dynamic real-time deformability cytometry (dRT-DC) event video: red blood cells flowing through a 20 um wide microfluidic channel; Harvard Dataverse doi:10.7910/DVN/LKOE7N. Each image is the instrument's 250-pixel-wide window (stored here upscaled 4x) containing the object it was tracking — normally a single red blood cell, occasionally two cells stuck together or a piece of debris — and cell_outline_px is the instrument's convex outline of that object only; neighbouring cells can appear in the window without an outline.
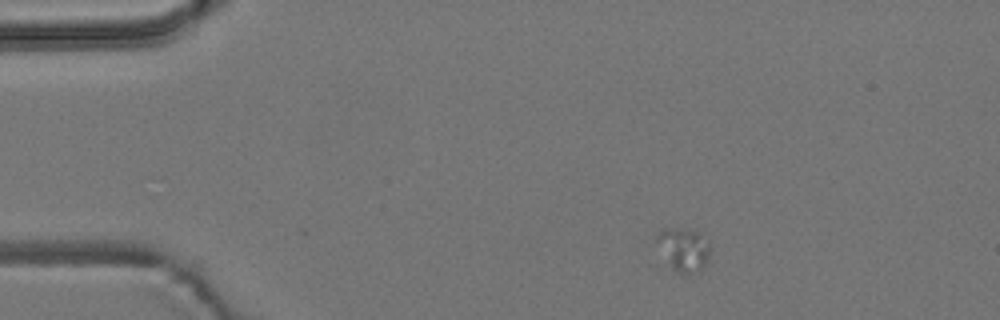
{"species": "common noctule bat (a hibernating species)", "species_latin": "Nyctalus noctula", "temperature_condition": "room temperature", "stored_images_in_passage": 6, "camera_frame_rate_fps": 3000, "um_per_image_px": 0.085, "animal": {"sex": "male", "body_mass_g": 19.2, "forearm_length_mm": 51.8}, "frame": {"image": 1, "passage_image": 6, "time_ms": 6.333, "image_size_px": [1000, 320], "cell_outline_px": [[708, 260], [700, 268], [692, 272], [676, 272], [672, 268], [656, 240], [656, 232], [660, 228], [680, 228], [696, 232], [708, 236]], "centroid_in_image_um": [58.09, 21.12], "position_along_channel_um": 26.9, "area_um2": 13.01}}